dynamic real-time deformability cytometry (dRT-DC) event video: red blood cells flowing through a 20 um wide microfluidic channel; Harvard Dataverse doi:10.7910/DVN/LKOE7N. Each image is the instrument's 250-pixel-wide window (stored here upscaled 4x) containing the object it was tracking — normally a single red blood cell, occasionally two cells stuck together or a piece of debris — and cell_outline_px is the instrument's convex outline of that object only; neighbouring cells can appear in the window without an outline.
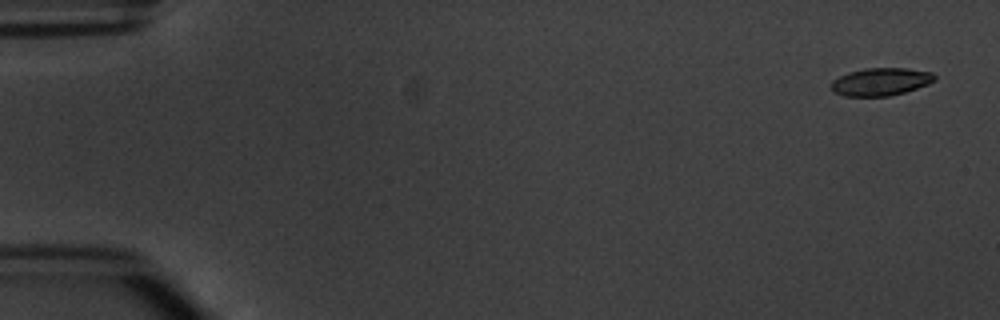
{"species": "common noctule bat (a hibernating species)", "species_latin": "Nyctalus noctula", "temperature_condition": "warm", "stored_images_in_passage": 4, "camera_frame_rate_fps": 3000, "um_per_image_px": 0.085, "animal": {"sex": "male", "body_mass_g": 20.1, "forearm_length_mm": 53.5}, "frame": {"image": 1, "passage_image": 1, "time_ms": 0.0, "image_size_px": [1000, 320], "cell_outline_px": [[936, 80], [928, 84], [904, 92], [888, 96], [844, 96], [832, 92], [832, 80], [848, 72], [864, 68], [908, 68], [932, 72], [936, 76]], "centroid_in_image_um": [74.86, 6.94], "position_along_channel_um": 10.1, "area_um2": 16.76}}
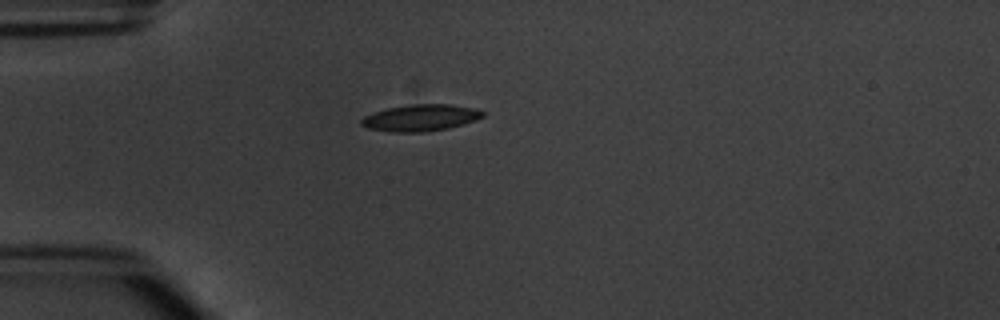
{"frame": {"image": 2, "passage_image": 4, "time_ms": 4.333, "image_size_px": [1000, 320], "cell_outline_px": [[484, 116], [476, 120], [464, 124], [448, 128], [420, 132], [392, 132], [368, 128], [360, 124], [360, 120], [364, 116], [372, 112], [388, 108], [412, 104], [448, 104], [476, 108], [484, 112]], "centroid_in_image_um": [35.75, 10.01], "position_along_channel_um": 49.3, "area_um2": 18.84}}